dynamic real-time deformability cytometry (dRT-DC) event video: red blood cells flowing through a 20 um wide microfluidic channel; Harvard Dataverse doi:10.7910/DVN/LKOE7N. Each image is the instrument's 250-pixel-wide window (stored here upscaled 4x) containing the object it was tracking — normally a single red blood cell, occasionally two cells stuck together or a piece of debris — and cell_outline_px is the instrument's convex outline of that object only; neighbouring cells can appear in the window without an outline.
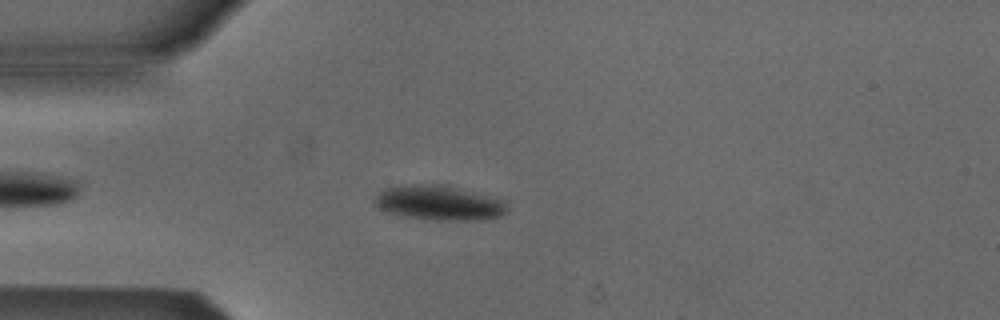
{"species": "Egyptian fruit bat (a non-hibernating species)", "species_latin": "Rousettus aegyptiacus", "temperature_condition": "cold", "stored_images_in_passage": 5, "camera_frame_rate_fps": 3000, "um_per_image_px": 0.085, "animal": {"sex": "male"}, "frame": {"image": 1, "passage_image": 4, "time_ms": 4.333, "image_size_px": [1000, 320], "cell_outline_px": [[508, 212], [500, 216], [484, 220], [436, 220], [400, 216], [388, 212], [380, 208], [372, 200], [384, 188], [412, 184], [440, 184], [508, 200]], "centroid_in_image_um": [37.37, 17.25], "position_along_channel_um": 47.6, "area_um2": 27.05}}